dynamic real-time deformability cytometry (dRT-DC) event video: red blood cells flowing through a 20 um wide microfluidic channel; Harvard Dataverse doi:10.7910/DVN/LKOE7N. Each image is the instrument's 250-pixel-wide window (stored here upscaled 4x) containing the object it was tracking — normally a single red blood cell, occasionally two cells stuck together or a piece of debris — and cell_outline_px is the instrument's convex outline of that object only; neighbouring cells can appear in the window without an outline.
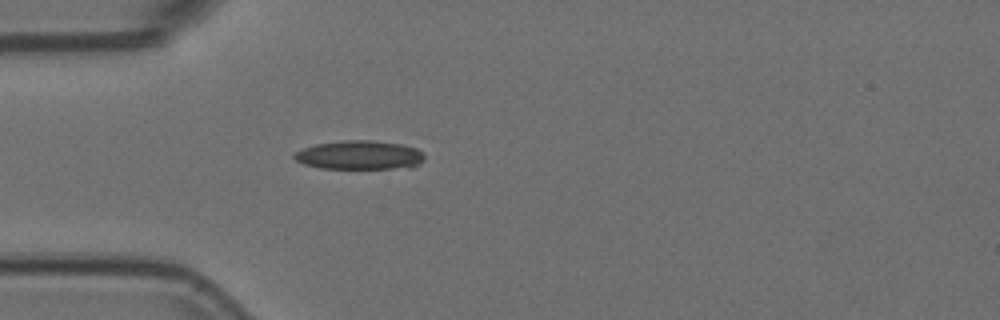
{"species": "Egyptian fruit bat (a non-hibernating species)", "species_latin": "Rousettus aegyptiacus", "temperature_condition": "room temperature", "stored_images_in_passage": 40, "camera_frame_rate_fps": 3000, "um_per_image_px": 0.085, "animal": {"sex": "female"}, "frame": {"image": 1, "passage_image": 1, "time_ms": 0.0, "image_size_px": [1000, 320], "cell_outline_px": [[424, 160], [420, 164], [412, 168], [320, 168], [304, 164], [296, 160], [292, 156], [296, 152], [304, 148], [316, 144], [344, 140], [372, 140], [400, 144], [416, 148], [424, 156]], "centroid_in_image_um": [30.58, 13.18], "position_along_channel_um": 54.4, "area_um2": 21.85}}
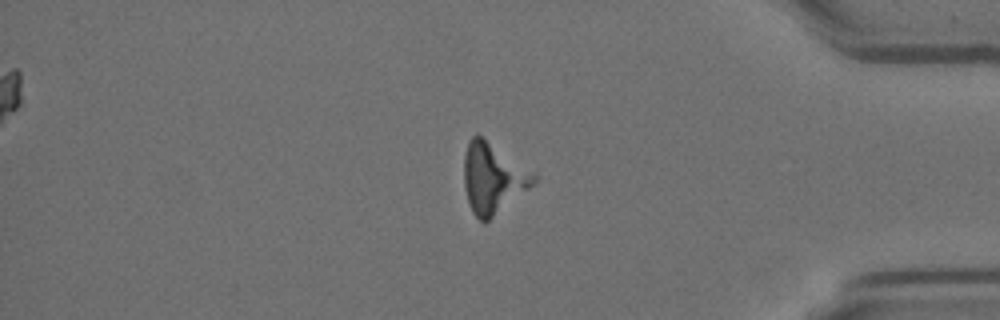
{"frame": {"image": 2, "passage_image": 31, "time_ms": 10.0, "image_size_px": [1000, 320], "cell_outline_px": [[536, 184], [488, 220], [480, 220], [472, 212], [464, 188], [464, 156], [468, 140], [476, 132], [536, 172]], "centroid_in_image_um": [41.92, 15.09], "position_along_channel_um": 393.3, "area_um2": 28.78}}
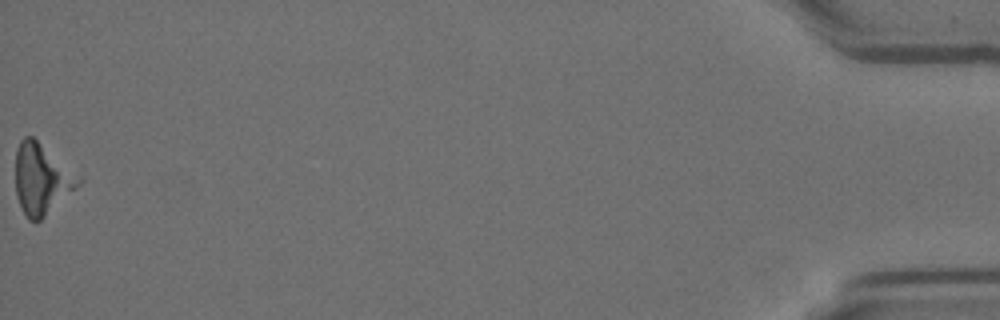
{"frame": {"image": 3, "passage_image": 40, "time_ms": 13.0, "image_size_px": [1000, 320], "cell_outline_px": [[84, 180], [80, 184], [40, 220], [28, 220], [16, 196], [16, 148], [20, 140], [24, 136], [32, 136]], "centroid_in_image_um": [3.52, 15.2], "position_along_channel_um": 431.7, "area_um2": 25.37}}